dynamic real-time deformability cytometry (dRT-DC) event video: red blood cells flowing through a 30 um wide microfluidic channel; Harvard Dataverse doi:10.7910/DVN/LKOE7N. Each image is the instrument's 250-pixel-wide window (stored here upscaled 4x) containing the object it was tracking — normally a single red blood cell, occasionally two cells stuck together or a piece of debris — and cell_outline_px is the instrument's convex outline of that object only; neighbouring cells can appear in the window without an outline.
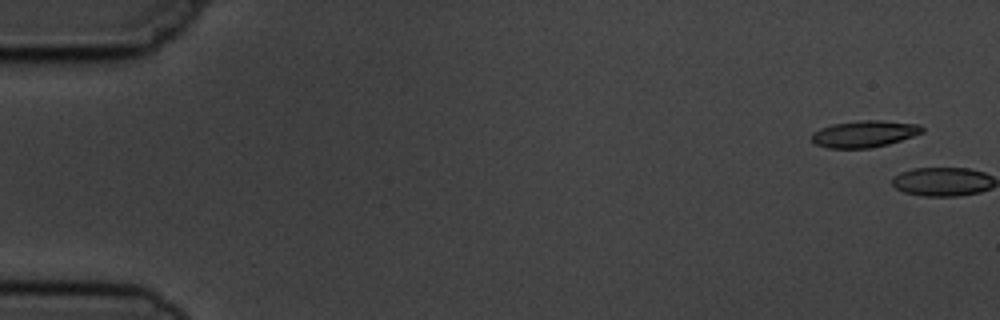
{"species": "common noctule bat (a hibernating species)", "species_latin": "Nyctalus noctula", "temperature_condition": "cold", "stored_images_in_passage": 5, "camera_frame_rate_fps": 3000, "um_per_image_px": 0.085, "animal": {"sex": "male", "body_mass_g": 19.5, "forearm_length_mm": 54.6}, "frame": {"image": 1, "passage_image": 1, "time_ms": 0.0, "image_size_px": [1000, 320], "cell_outline_px": [[924, 132], [888, 144], [872, 148], [828, 148], [816, 144], [812, 140], [812, 132], [820, 128], [832, 124], [860, 120], [880, 120], [920, 124], [924, 128]], "centroid_in_image_um": [73.47, 11.37], "position_along_channel_um": 11.5, "area_um2": 17.22}}
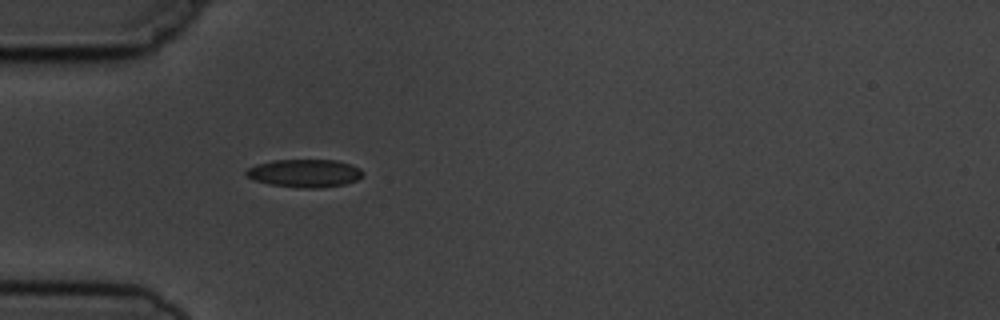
{"frame": {"image": 2, "passage_image": 5, "time_ms": 5.667, "image_size_px": [1000, 320], "cell_outline_px": [[364, 176], [356, 180], [344, 184], [320, 188], [296, 188], [268, 184], [252, 180], [244, 176], [244, 172], [248, 168], [256, 164], [272, 160], [336, 160], [360, 168], [364, 172]], "centroid_in_image_um": [25.85, 14.73], "position_along_channel_um": 59.2, "area_um2": 19.31}}